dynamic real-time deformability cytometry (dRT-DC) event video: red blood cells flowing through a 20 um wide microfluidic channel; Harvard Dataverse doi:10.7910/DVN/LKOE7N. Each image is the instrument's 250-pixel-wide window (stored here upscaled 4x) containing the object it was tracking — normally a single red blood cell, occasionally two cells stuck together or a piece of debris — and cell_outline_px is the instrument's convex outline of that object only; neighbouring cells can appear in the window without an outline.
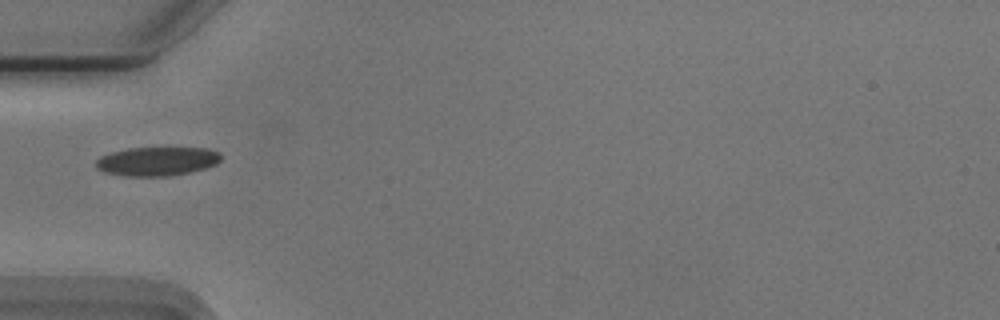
{"species": "Egyptian fruit bat (a non-hibernating species)", "species_latin": "Rousettus aegyptiacus", "temperature_condition": "cold", "stored_images_in_passage": 22, "camera_frame_rate_fps": 3000, "um_per_image_px": 0.085, "animal": {"sex": "male"}, "frame": {"image": 1, "passage_image": 1, "time_ms": 0.0, "image_size_px": [1000, 320], "cell_outline_px": [[220, 160], [216, 164], [204, 168], [188, 172], [168, 176], [124, 176], [104, 172], [96, 168], [96, 160], [100, 156], [112, 152], [128, 148], [208, 148], [220, 152]], "centroid_in_image_um": [13.33, 13.71], "position_along_channel_um": 71.7, "area_um2": 20.98}}
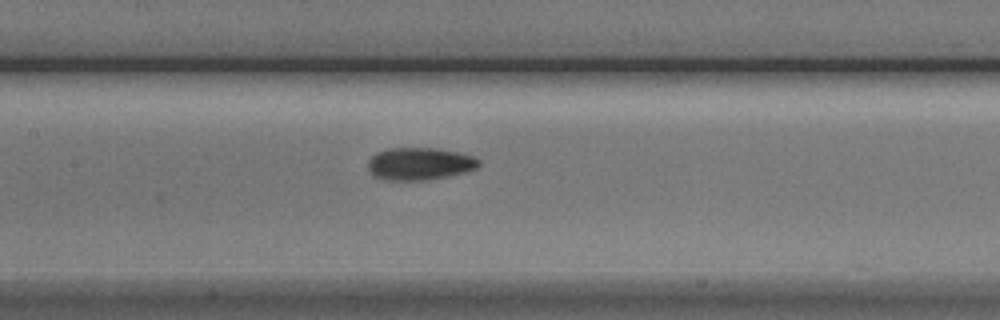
{"frame": {"image": 2, "passage_image": 9, "time_ms": 2.667, "image_size_px": [1000, 320], "cell_outline_px": [[480, 164], [476, 168], [464, 172], [424, 180], [384, 180], [376, 176], [368, 168], [368, 160], [376, 152], [388, 148], [440, 148], [472, 156], [480, 160]], "centroid_in_image_um": [35.65, 13.9], "position_along_channel_um": 171.8, "area_um2": 20.75}}
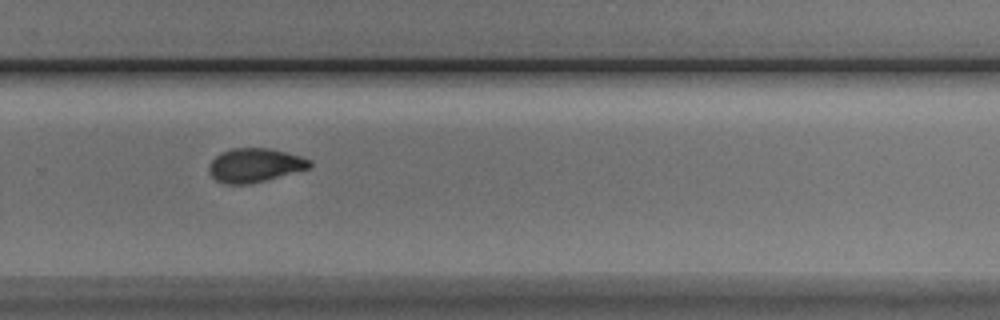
{"frame": {"image": 3, "passage_image": 20, "time_ms": 6.333, "image_size_px": [1000, 320], "cell_outline_px": [[312, 164], [308, 168], [264, 180], [248, 184], [224, 184], [216, 180], [208, 172], [208, 168], [212, 160], [220, 152], [232, 148], [268, 148], [300, 156], [312, 160]], "centroid_in_image_um": [21.61, 14.04], "position_along_channel_um": 308.2, "area_um2": 19.65}}